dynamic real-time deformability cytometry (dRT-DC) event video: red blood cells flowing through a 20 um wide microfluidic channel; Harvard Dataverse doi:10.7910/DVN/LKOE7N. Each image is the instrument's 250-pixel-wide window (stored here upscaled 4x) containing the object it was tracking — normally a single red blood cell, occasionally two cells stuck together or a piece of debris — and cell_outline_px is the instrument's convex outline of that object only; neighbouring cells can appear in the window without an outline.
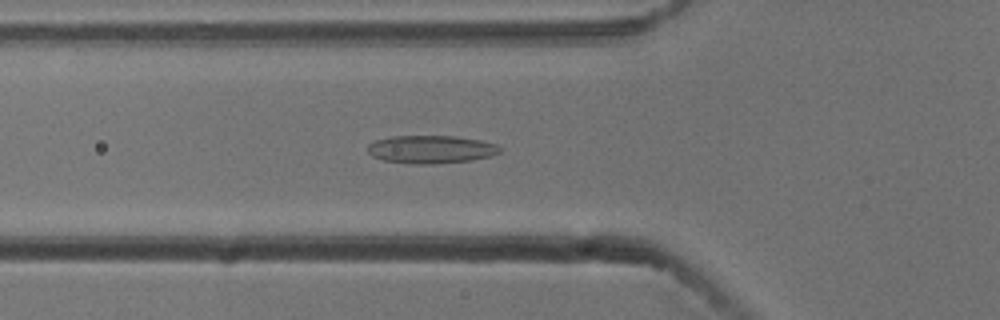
{"species": "common noctule bat (a hibernating species)", "species_latin": "Nyctalus noctula", "temperature_condition": "cold", "stored_images_in_passage": 54, "camera_frame_rate_fps": 3000, "um_per_image_px": 0.085, "animal": {"sex": "male", "body_mass_g": 13.3}, "frame": {"image": 1, "passage_image": 19, "time_ms": 6.0, "image_size_px": [1000, 320], "cell_outline_px": [[500, 152], [492, 156], [472, 160], [432, 164], [412, 164], [384, 160], [372, 156], [368, 152], [368, 144], [376, 140], [392, 136], [456, 136], [480, 140], [496, 144], [500, 148]], "centroid_in_image_um": [36.64, 12.69], "position_along_channel_um": 89.2, "area_um2": 21.56}}
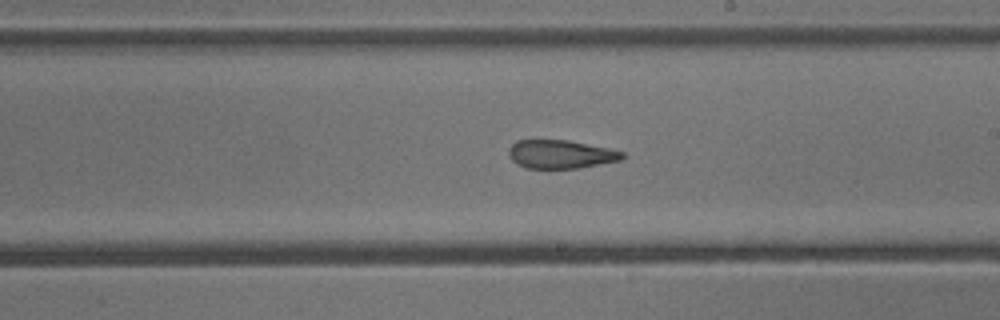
{"frame": {"image": 2, "passage_image": 31, "time_ms": 10.0, "image_size_px": [1000, 320], "cell_outline_px": [[624, 156], [620, 160], [576, 168], [528, 168], [516, 164], [512, 160], [508, 152], [508, 148], [516, 140], [568, 140], [608, 148], [624, 152]], "centroid_in_image_um": [47.62, 13.1], "position_along_channel_um": 241.4, "area_um2": 18.67}}
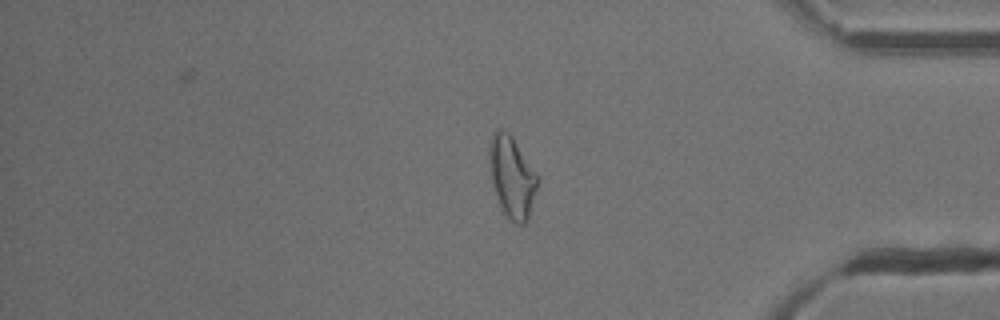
{"frame": {"image": 3, "passage_image": 45, "time_ms": 14.667, "image_size_px": [1000, 320], "cell_outline_px": [[540, 180], [528, 220], [524, 224], [516, 224], [504, 212], [496, 196], [492, 180], [488, 160], [488, 152], [492, 132], [496, 128], [500, 128], [508, 132], [512, 136], [536, 172]], "centroid_in_image_um": [43.52, 15.01], "position_along_channel_um": 391.7, "area_um2": 23.0}, "authors_computed_cell_mechanics": {"area_um2": 22.4842, "velocity_mm_per_s": 3.786, "shape_relaxation_time_tau1_ms": null, "shape_relaxation_time_tau2_ms": 2.109, "deformation_change_tau1": null, "deformation_change_tau2": 0.1071}}